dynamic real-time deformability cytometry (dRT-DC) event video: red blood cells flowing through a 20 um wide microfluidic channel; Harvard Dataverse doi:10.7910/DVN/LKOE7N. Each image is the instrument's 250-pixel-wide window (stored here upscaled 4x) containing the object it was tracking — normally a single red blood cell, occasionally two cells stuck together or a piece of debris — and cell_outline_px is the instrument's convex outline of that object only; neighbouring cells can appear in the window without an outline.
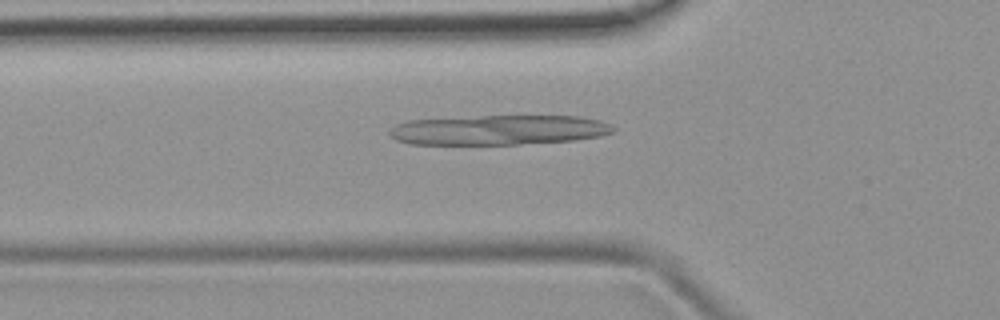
{"species": "common noctule bat (a hibernating species)", "species_latin": "Nyctalus noctula", "temperature_condition": "room temperature", "stored_images_in_passage": 49, "camera_frame_rate_fps": 3000, "um_per_image_px": 0.085, "animal": {"sex": "female", "body_mass_g": 19.9}, "frame": {"image": 1, "passage_image": 16, "time_ms": 5.0, "image_size_px": [1000, 320], "cell_outline_px": [[616, 132], [600, 136], [576, 140], [520, 144], [408, 144], [396, 140], [388, 132], [396, 124], [408, 120], [480, 116], [580, 116], [600, 120], [616, 128]], "centroid_in_image_um": [42.42, 11.05], "position_along_channel_um": 83.4, "area_um2": 39.02}}
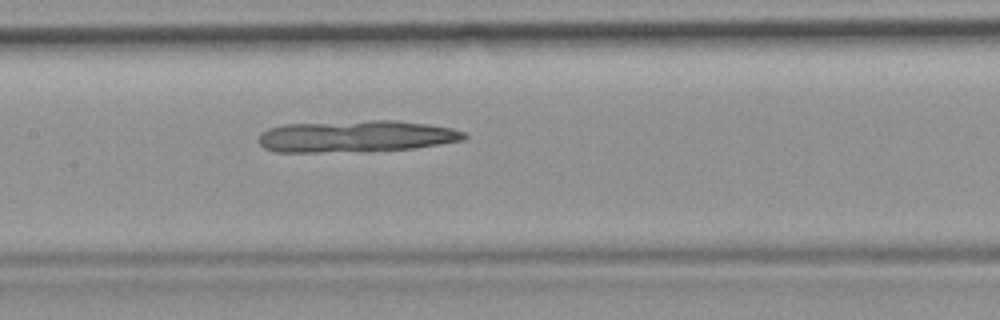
{"frame": {"image": 2, "passage_image": 23, "time_ms": 7.333, "image_size_px": [1000, 320], "cell_outline_px": [[468, 136], [464, 140], [440, 144], [412, 148], [368, 152], [276, 152], [264, 148], [260, 144], [260, 132], [268, 128], [284, 124], [368, 120], [396, 120], [428, 124], [452, 128], [464, 132]], "centroid_in_image_um": [30.27, 11.59], "position_along_channel_um": 177.1, "area_um2": 38.49}}
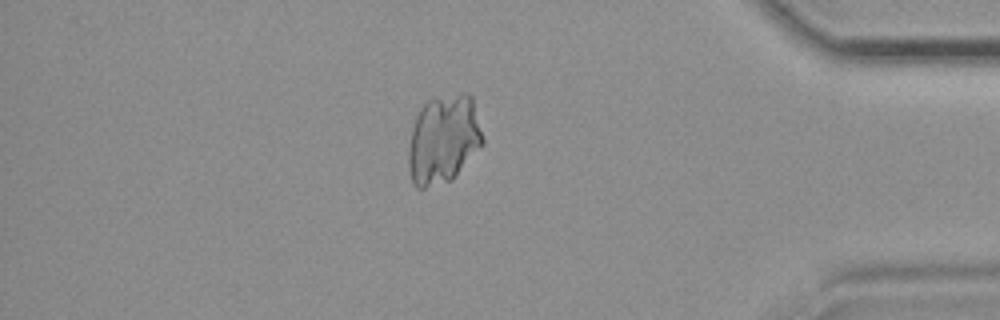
{"frame": {"image": 3, "passage_image": 42, "time_ms": 13.667, "image_size_px": [1000, 320], "cell_outline_px": [[484, 144], [452, 180], [424, 188], [416, 188], [412, 184], [408, 168], [408, 148], [412, 128], [416, 116], [420, 108], [428, 100], [464, 92], [468, 92], [472, 96], [484, 140]], "centroid_in_image_um": [37.69, 11.86], "position_along_channel_um": 397.5, "area_um2": 38.67}}